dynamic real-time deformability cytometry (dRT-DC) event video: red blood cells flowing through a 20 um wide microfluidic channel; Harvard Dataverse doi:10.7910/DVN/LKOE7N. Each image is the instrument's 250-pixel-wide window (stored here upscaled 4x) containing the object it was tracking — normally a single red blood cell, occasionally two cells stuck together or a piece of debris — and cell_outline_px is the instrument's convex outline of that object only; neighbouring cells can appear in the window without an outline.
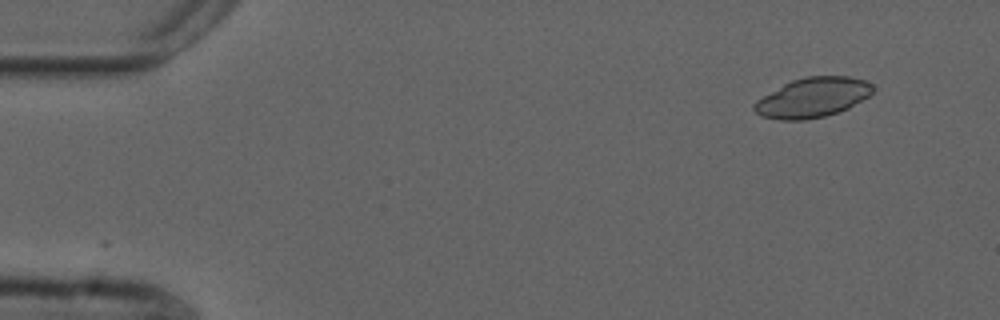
{"species": "common noctule bat (a hibernating species)", "species_latin": "Nyctalus noctula", "temperature_condition": "cold", "stored_images_in_passage": 50, "camera_frame_rate_fps": 3000, "um_per_image_px": 0.085, "animal": {"sex": "male", "forearm_length_mm": 52.5}, "frame": {"image": 1, "passage_image": 1, "time_ms": 0.0, "image_size_px": [1000, 320], "cell_outline_px": [[872, 92], [868, 96], [848, 108], [824, 116], [804, 120], [780, 120], [760, 116], [752, 108], [752, 104], [756, 100], [784, 84], [792, 80], [804, 76], [848, 76], [864, 80], [872, 84]], "centroid_in_image_um": [69.03, 8.29], "position_along_channel_um": 16.0, "area_um2": 27.28}}
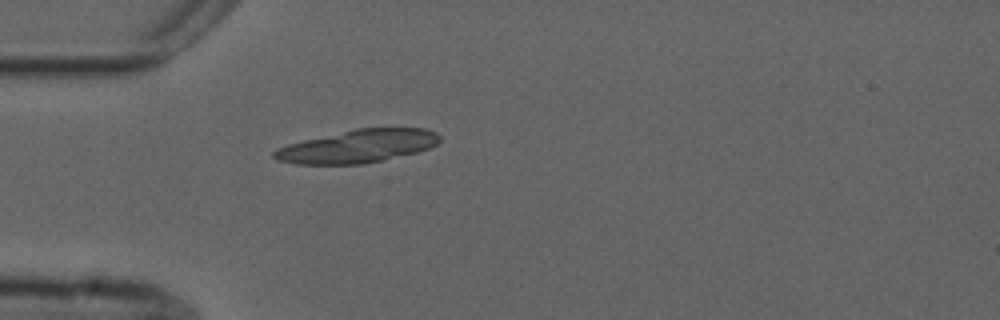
{"frame": {"image": 2, "passage_image": 12, "time_ms": 3.667, "image_size_px": [1000, 320], "cell_outline_px": [[440, 140], [436, 144], [428, 148], [416, 152], [364, 164], [296, 164], [276, 160], [272, 156], [272, 152], [276, 148], [288, 144], [304, 140], [356, 128], [424, 128], [436, 132], [440, 136]], "centroid_in_image_um": [30.38, 12.43], "position_along_channel_um": 54.6, "area_um2": 31.67}}